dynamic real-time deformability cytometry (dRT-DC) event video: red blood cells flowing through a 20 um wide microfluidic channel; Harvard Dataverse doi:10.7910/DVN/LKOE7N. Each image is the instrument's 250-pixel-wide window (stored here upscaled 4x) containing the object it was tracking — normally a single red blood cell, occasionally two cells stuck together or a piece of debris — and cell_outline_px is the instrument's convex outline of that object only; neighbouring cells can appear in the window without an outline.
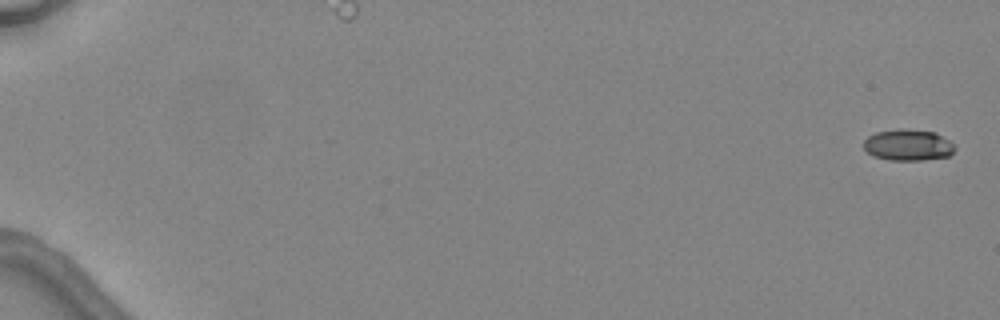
{"species": "common noctule bat (a hibernating species)", "species_latin": "Nyctalus noctula", "temperature_condition": "warm", "stored_images_in_passage": 5, "camera_frame_rate_fps": 3000, "um_per_image_px": 0.085, "animal": {"sex": "female", "body_mass_g": 24.6, "forearm_length_mm": 56.2}, "frame": {"image": 1, "passage_image": 1, "time_ms": 0.0, "image_size_px": [1000, 320], "cell_outline_px": [[956, 148], [948, 156], [924, 160], [892, 160], [872, 156], [864, 148], [864, 140], [868, 136], [876, 132], [900, 128], [904, 128], [936, 132], [948, 140]], "centroid_in_image_um": [77.17, 12.32], "position_along_channel_um": 7.8, "area_um2": 16.65}}
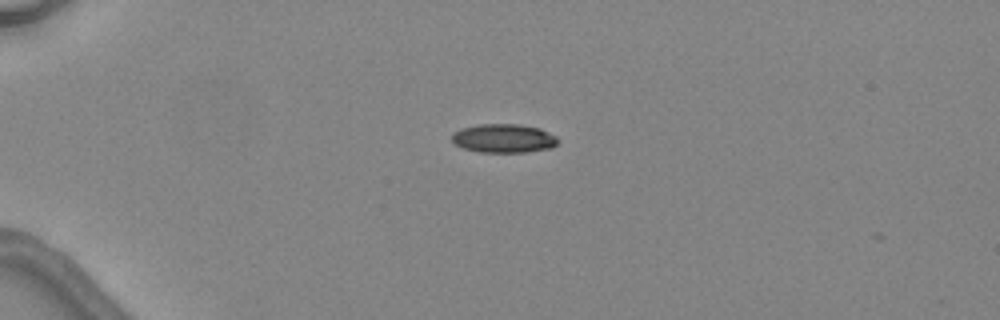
{"frame": {"image": 2, "passage_image": 5, "time_ms": 4.333, "image_size_px": [1000, 320], "cell_outline_px": [[556, 144], [552, 148], [524, 152], [480, 152], [464, 148], [456, 144], [452, 140], [452, 132], [460, 128], [480, 124], [520, 124], [540, 128], [556, 136]], "centroid_in_image_um": [42.8, 11.75], "position_along_channel_um": 42.2, "area_um2": 17.74}}